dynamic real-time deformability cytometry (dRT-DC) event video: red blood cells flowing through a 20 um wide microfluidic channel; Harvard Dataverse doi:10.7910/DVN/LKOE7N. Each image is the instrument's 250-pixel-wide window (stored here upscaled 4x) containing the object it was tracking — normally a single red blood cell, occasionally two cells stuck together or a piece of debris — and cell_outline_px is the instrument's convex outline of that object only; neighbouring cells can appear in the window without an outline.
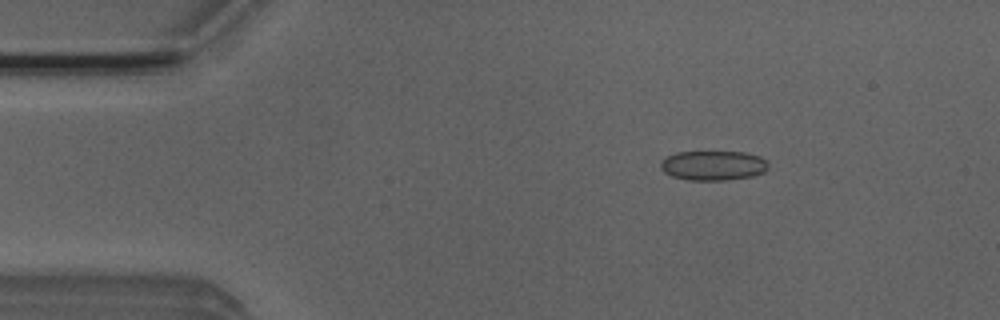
{"species": "Egyptian fruit bat (a non-hibernating species)", "species_latin": "Rousettus aegyptiacus", "temperature_condition": "room temperature", "stored_images_in_passage": 2, "camera_frame_rate_fps": 3000, "um_per_image_px": 0.085, "animal": {"sex": "male"}, "frame": {"image": 1, "passage_image": 1, "time_ms": 0.0, "image_size_px": [1000, 320], "cell_outline_px": [[768, 168], [764, 172], [752, 176], [724, 180], [688, 180], [672, 176], [664, 172], [660, 168], [660, 164], [668, 156], [676, 152], [744, 152], [760, 156], [768, 164]], "centroid_in_image_um": [60.62, 14.07], "position_along_channel_um": 24.4, "area_um2": 18.5}}